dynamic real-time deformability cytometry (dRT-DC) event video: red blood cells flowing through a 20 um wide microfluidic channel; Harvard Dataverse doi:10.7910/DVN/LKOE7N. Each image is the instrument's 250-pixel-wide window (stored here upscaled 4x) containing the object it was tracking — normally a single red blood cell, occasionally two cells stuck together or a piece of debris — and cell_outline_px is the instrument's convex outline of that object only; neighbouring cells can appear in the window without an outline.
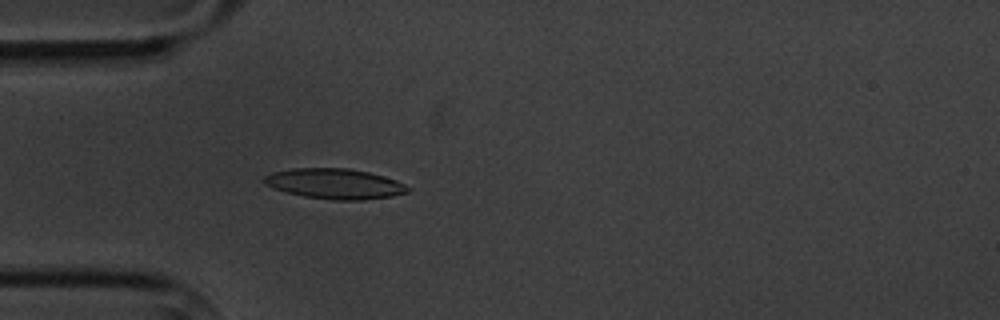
{"species": "common noctule bat (a hibernating species)", "species_latin": "Nyctalus noctula", "temperature_condition": "cold", "stored_images_in_passage": 5, "camera_frame_rate_fps": 3000, "um_per_image_px": 0.085, "animal": {"sex": "male", "body_mass_g": 20.1, "forearm_length_mm": 53.5}, "frame": {"image": 1, "passage_image": 5, "time_ms": 5.0, "image_size_px": [1000, 320], "cell_outline_px": [[412, 188], [408, 192], [392, 196], [360, 200], [332, 200], [304, 196], [288, 192], [264, 184], [264, 176], [272, 172], [292, 168], [348, 168], [368, 172], [384, 176], [396, 180]], "centroid_in_image_um": [28.48, 15.61], "position_along_channel_um": 56.5, "area_um2": 25.26}}